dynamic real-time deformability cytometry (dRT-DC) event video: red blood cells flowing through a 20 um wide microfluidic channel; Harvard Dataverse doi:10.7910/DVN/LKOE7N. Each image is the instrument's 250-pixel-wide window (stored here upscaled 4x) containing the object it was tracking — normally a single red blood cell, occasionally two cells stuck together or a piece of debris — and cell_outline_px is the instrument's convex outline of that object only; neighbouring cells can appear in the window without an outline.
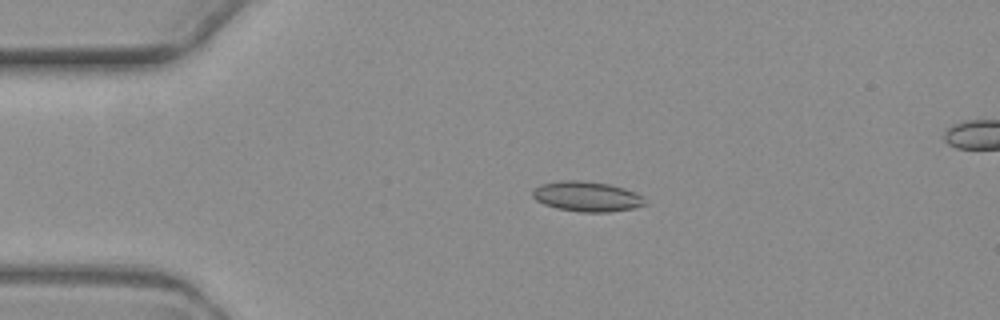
{"species": "common noctule bat (a hibernating species)", "species_latin": "Nyctalus noctula", "temperature_condition": "warm", "stored_images_in_passage": 4, "camera_frame_rate_fps": 3000, "um_per_image_px": 0.085, "animal": {"sex": "female", "body_mass_g": 19.3, "forearm_length_mm": 54.1}, "frame": {"image": 1, "passage_image": 2, "time_ms": 1.333, "image_size_px": [1000, 320], "cell_outline_px": [[648, 204], [632, 208], [608, 212], [580, 212], [556, 208], [544, 204], [536, 200], [532, 196], [532, 188], [540, 184], [564, 180], [580, 180], [608, 184], [624, 188], [636, 192], [644, 196]], "centroid_in_image_um": [49.89, 16.7], "position_along_channel_um": 35.1, "area_um2": 19.88}}